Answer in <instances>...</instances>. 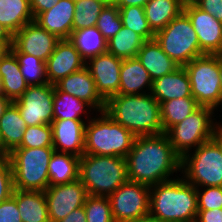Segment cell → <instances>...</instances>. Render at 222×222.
<instances>
[{
	"mask_svg": "<svg viewBox=\"0 0 222 222\" xmlns=\"http://www.w3.org/2000/svg\"><path fill=\"white\" fill-rule=\"evenodd\" d=\"M126 162L128 180L149 187L172 180L174 172H181V158L166 133L136 136Z\"/></svg>",
	"mask_w": 222,
	"mask_h": 222,
	"instance_id": "cell-1",
	"label": "cell"
},
{
	"mask_svg": "<svg viewBox=\"0 0 222 222\" xmlns=\"http://www.w3.org/2000/svg\"><path fill=\"white\" fill-rule=\"evenodd\" d=\"M104 112L135 136L162 133L160 103L151 93L113 95L105 101Z\"/></svg>",
	"mask_w": 222,
	"mask_h": 222,
	"instance_id": "cell-2",
	"label": "cell"
},
{
	"mask_svg": "<svg viewBox=\"0 0 222 222\" xmlns=\"http://www.w3.org/2000/svg\"><path fill=\"white\" fill-rule=\"evenodd\" d=\"M196 187L182 177L150 187L149 214L161 222H195Z\"/></svg>",
	"mask_w": 222,
	"mask_h": 222,
	"instance_id": "cell-3",
	"label": "cell"
},
{
	"mask_svg": "<svg viewBox=\"0 0 222 222\" xmlns=\"http://www.w3.org/2000/svg\"><path fill=\"white\" fill-rule=\"evenodd\" d=\"M79 179L90 196L109 197L128 181L126 158L84 154Z\"/></svg>",
	"mask_w": 222,
	"mask_h": 222,
	"instance_id": "cell-4",
	"label": "cell"
},
{
	"mask_svg": "<svg viewBox=\"0 0 222 222\" xmlns=\"http://www.w3.org/2000/svg\"><path fill=\"white\" fill-rule=\"evenodd\" d=\"M100 113L99 118H88L86 121L89 123L85 125L84 154L126 158L136 136L104 111Z\"/></svg>",
	"mask_w": 222,
	"mask_h": 222,
	"instance_id": "cell-5",
	"label": "cell"
},
{
	"mask_svg": "<svg viewBox=\"0 0 222 222\" xmlns=\"http://www.w3.org/2000/svg\"><path fill=\"white\" fill-rule=\"evenodd\" d=\"M54 151L53 147L15 148L8 156L14 189L44 192L49 186L48 165Z\"/></svg>",
	"mask_w": 222,
	"mask_h": 222,
	"instance_id": "cell-6",
	"label": "cell"
},
{
	"mask_svg": "<svg viewBox=\"0 0 222 222\" xmlns=\"http://www.w3.org/2000/svg\"><path fill=\"white\" fill-rule=\"evenodd\" d=\"M162 50L179 66L184 67L194 58L203 56L197 33L188 16L182 12L168 25L155 33Z\"/></svg>",
	"mask_w": 222,
	"mask_h": 222,
	"instance_id": "cell-7",
	"label": "cell"
},
{
	"mask_svg": "<svg viewBox=\"0 0 222 222\" xmlns=\"http://www.w3.org/2000/svg\"><path fill=\"white\" fill-rule=\"evenodd\" d=\"M183 178L196 188L222 187V153L211 139L181 159Z\"/></svg>",
	"mask_w": 222,
	"mask_h": 222,
	"instance_id": "cell-8",
	"label": "cell"
},
{
	"mask_svg": "<svg viewBox=\"0 0 222 222\" xmlns=\"http://www.w3.org/2000/svg\"><path fill=\"white\" fill-rule=\"evenodd\" d=\"M214 109L207 106H200L182 122L172 126L167 132L170 144L175 153L182 159L186 154L192 152L199 145L209 141L218 122L212 117ZM213 119V120H212Z\"/></svg>",
	"mask_w": 222,
	"mask_h": 222,
	"instance_id": "cell-9",
	"label": "cell"
},
{
	"mask_svg": "<svg viewBox=\"0 0 222 222\" xmlns=\"http://www.w3.org/2000/svg\"><path fill=\"white\" fill-rule=\"evenodd\" d=\"M191 84V94L200 106L217 110L222 107L219 54L194 58L184 66Z\"/></svg>",
	"mask_w": 222,
	"mask_h": 222,
	"instance_id": "cell-10",
	"label": "cell"
},
{
	"mask_svg": "<svg viewBox=\"0 0 222 222\" xmlns=\"http://www.w3.org/2000/svg\"><path fill=\"white\" fill-rule=\"evenodd\" d=\"M115 222H129L149 214L150 187L127 181L109 197Z\"/></svg>",
	"mask_w": 222,
	"mask_h": 222,
	"instance_id": "cell-11",
	"label": "cell"
},
{
	"mask_svg": "<svg viewBox=\"0 0 222 222\" xmlns=\"http://www.w3.org/2000/svg\"><path fill=\"white\" fill-rule=\"evenodd\" d=\"M55 85L28 86L23 95L13 101L26 126L51 124L53 121V97Z\"/></svg>",
	"mask_w": 222,
	"mask_h": 222,
	"instance_id": "cell-12",
	"label": "cell"
},
{
	"mask_svg": "<svg viewBox=\"0 0 222 222\" xmlns=\"http://www.w3.org/2000/svg\"><path fill=\"white\" fill-rule=\"evenodd\" d=\"M44 193L50 222H58L73 210L84 206L88 196L80 179L66 184L48 186Z\"/></svg>",
	"mask_w": 222,
	"mask_h": 222,
	"instance_id": "cell-13",
	"label": "cell"
},
{
	"mask_svg": "<svg viewBox=\"0 0 222 222\" xmlns=\"http://www.w3.org/2000/svg\"><path fill=\"white\" fill-rule=\"evenodd\" d=\"M121 64L122 59L108 52L86 60L85 67L95 81L97 92L105 101L119 94Z\"/></svg>",
	"mask_w": 222,
	"mask_h": 222,
	"instance_id": "cell-14",
	"label": "cell"
},
{
	"mask_svg": "<svg viewBox=\"0 0 222 222\" xmlns=\"http://www.w3.org/2000/svg\"><path fill=\"white\" fill-rule=\"evenodd\" d=\"M86 60L70 39H60L46 61V77L49 84L55 85L62 78L82 70Z\"/></svg>",
	"mask_w": 222,
	"mask_h": 222,
	"instance_id": "cell-15",
	"label": "cell"
},
{
	"mask_svg": "<svg viewBox=\"0 0 222 222\" xmlns=\"http://www.w3.org/2000/svg\"><path fill=\"white\" fill-rule=\"evenodd\" d=\"M183 12L197 33L200 51L205 55L222 54V22L197 6H188Z\"/></svg>",
	"mask_w": 222,
	"mask_h": 222,
	"instance_id": "cell-16",
	"label": "cell"
},
{
	"mask_svg": "<svg viewBox=\"0 0 222 222\" xmlns=\"http://www.w3.org/2000/svg\"><path fill=\"white\" fill-rule=\"evenodd\" d=\"M59 40L54 34L32 21L13 35L12 45L20 53L30 54L46 62Z\"/></svg>",
	"mask_w": 222,
	"mask_h": 222,
	"instance_id": "cell-17",
	"label": "cell"
},
{
	"mask_svg": "<svg viewBox=\"0 0 222 222\" xmlns=\"http://www.w3.org/2000/svg\"><path fill=\"white\" fill-rule=\"evenodd\" d=\"M50 125L55 151L69 153L77 157L84 155L85 121L59 119L53 120Z\"/></svg>",
	"mask_w": 222,
	"mask_h": 222,
	"instance_id": "cell-18",
	"label": "cell"
},
{
	"mask_svg": "<svg viewBox=\"0 0 222 222\" xmlns=\"http://www.w3.org/2000/svg\"><path fill=\"white\" fill-rule=\"evenodd\" d=\"M55 86L61 92L87 102L98 112L105 109V100L97 92L95 81L86 67L62 78Z\"/></svg>",
	"mask_w": 222,
	"mask_h": 222,
	"instance_id": "cell-19",
	"label": "cell"
},
{
	"mask_svg": "<svg viewBox=\"0 0 222 222\" xmlns=\"http://www.w3.org/2000/svg\"><path fill=\"white\" fill-rule=\"evenodd\" d=\"M74 0H60L50 10L39 13L34 21L59 39H70L73 33Z\"/></svg>",
	"mask_w": 222,
	"mask_h": 222,
	"instance_id": "cell-20",
	"label": "cell"
},
{
	"mask_svg": "<svg viewBox=\"0 0 222 222\" xmlns=\"http://www.w3.org/2000/svg\"><path fill=\"white\" fill-rule=\"evenodd\" d=\"M150 93L160 104L176 98L193 97L186 69L179 66L173 72L153 80Z\"/></svg>",
	"mask_w": 222,
	"mask_h": 222,
	"instance_id": "cell-21",
	"label": "cell"
},
{
	"mask_svg": "<svg viewBox=\"0 0 222 222\" xmlns=\"http://www.w3.org/2000/svg\"><path fill=\"white\" fill-rule=\"evenodd\" d=\"M152 82L148 71L137 57L122 60L119 94L138 95L146 94L147 91L150 93Z\"/></svg>",
	"mask_w": 222,
	"mask_h": 222,
	"instance_id": "cell-22",
	"label": "cell"
},
{
	"mask_svg": "<svg viewBox=\"0 0 222 222\" xmlns=\"http://www.w3.org/2000/svg\"><path fill=\"white\" fill-rule=\"evenodd\" d=\"M137 58L148 71L152 80L169 74L179 67V65L162 50L155 38L144 42L138 51Z\"/></svg>",
	"mask_w": 222,
	"mask_h": 222,
	"instance_id": "cell-23",
	"label": "cell"
},
{
	"mask_svg": "<svg viewBox=\"0 0 222 222\" xmlns=\"http://www.w3.org/2000/svg\"><path fill=\"white\" fill-rule=\"evenodd\" d=\"M2 95L11 102L19 99L29 86L20 70L15 54L10 50L0 60Z\"/></svg>",
	"mask_w": 222,
	"mask_h": 222,
	"instance_id": "cell-24",
	"label": "cell"
},
{
	"mask_svg": "<svg viewBox=\"0 0 222 222\" xmlns=\"http://www.w3.org/2000/svg\"><path fill=\"white\" fill-rule=\"evenodd\" d=\"M22 222H50L45 193L42 191L14 189Z\"/></svg>",
	"mask_w": 222,
	"mask_h": 222,
	"instance_id": "cell-25",
	"label": "cell"
},
{
	"mask_svg": "<svg viewBox=\"0 0 222 222\" xmlns=\"http://www.w3.org/2000/svg\"><path fill=\"white\" fill-rule=\"evenodd\" d=\"M80 157L54 151L48 165L49 186L66 184L79 179Z\"/></svg>",
	"mask_w": 222,
	"mask_h": 222,
	"instance_id": "cell-26",
	"label": "cell"
},
{
	"mask_svg": "<svg viewBox=\"0 0 222 222\" xmlns=\"http://www.w3.org/2000/svg\"><path fill=\"white\" fill-rule=\"evenodd\" d=\"M26 127L18 107L11 102L0 118V133L3 143L10 153L20 146Z\"/></svg>",
	"mask_w": 222,
	"mask_h": 222,
	"instance_id": "cell-27",
	"label": "cell"
},
{
	"mask_svg": "<svg viewBox=\"0 0 222 222\" xmlns=\"http://www.w3.org/2000/svg\"><path fill=\"white\" fill-rule=\"evenodd\" d=\"M34 21L30 0H0V23L14 35Z\"/></svg>",
	"mask_w": 222,
	"mask_h": 222,
	"instance_id": "cell-28",
	"label": "cell"
},
{
	"mask_svg": "<svg viewBox=\"0 0 222 222\" xmlns=\"http://www.w3.org/2000/svg\"><path fill=\"white\" fill-rule=\"evenodd\" d=\"M183 9L179 0H149L144 6L148 25L154 33L165 28Z\"/></svg>",
	"mask_w": 222,
	"mask_h": 222,
	"instance_id": "cell-29",
	"label": "cell"
},
{
	"mask_svg": "<svg viewBox=\"0 0 222 222\" xmlns=\"http://www.w3.org/2000/svg\"><path fill=\"white\" fill-rule=\"evenodd\" d=\"M146 40L130 28H122L107 43V52L120 59L137 57L138 51Z\"/></svg>",
	"mask_w": 222,
	"mask_h": 222,
	"instance_id": "cell-30",
	"label": "cell"
},
{
	"mask_svg": "<svg viewBox=\"0 0 222 222\" xmlns=\"http://www.w3.org/2000/svg\"><path fill=\"white\" fill-rule=\"evenodd\" d=\"M91 109L94 110V108L87 102L69 95L66 92H61L55 86L53 97V120H82V114H86L87 117L85 119H87L88 115L86 112L87 110L90 112Z\"/></svg>",
	"mask_w": 222,
	"mask_h": 222,
	"instance_id": "cell-31",
	"label": "cell"
},
{
	"mask_svg": "<svg viewBox=\"0 0 222 222\" xmlns=\"http://www.w3.org/2000/svg\"><path fill=\"white\" fill-rule=\"evenodd\" d=\"M200 105L193 97L176 98L160 104L162 133H166L172 126L182 122L195 112Z\"/></svg>",
	"mask_w": 222,
	"mask_h": 222,
	"instance_id": "cell-32",
	"label": "cell"
},
{
	"mask_svg": "<svg viewBox=\"0 0 222 222\" xmlns=\"http://www.w3.org/2000/svg\"><path fill=\"white\" fill-rule=\"evenodd\" d=\"M70 40L85 60L107 52V41L96 27L76 30L72 33Z\"/></svg>",
	"mask_w": 222,
	"mask_h": 222,
	"instance_id": "cell-33",
	"label": "cell"
},
{
	"mask_svg": "<svg viewBox=\"0 0 222 222\" xmlns=\"http://www.w3.org/2000/svg\"><path fill=\"white\" fill-rule=\"evenodd\" d=\"M10 50L15 54L21 73L29 86L48 83L46 62L30 54L20 53L13 45L10 47Z\"/></svg>",
	"mask_w": 222,
	"mask_h": 222,
	"instance_id": "cell-34",
	"label": "cell"
},
{
	"mask_svg": "<svg viewBox=\"0 0 222 222\" xmlns=\"http://www.w3.org/2000/svg\"><path fill=\"white\" fill-rule=\"evenodd\" d=\"M109 0H77L73 20V32L89 27H96L98 17Z\"/></svg>",
	"mask_w": 222,
	"mask_h": 222,
	"instance_id": "cell-35",
	"label": "cell"
},
{
	"mask_svg": "<svg viewBox=\"0 0 222 222\" xmlns=\"http://www.w3.org/2000/svg\"><path fill=\"white\" fill-rule=\"evenodd\" d=\"M118 8L123 26L130 28L134 32L138 33L145 40H151L155 38V33L148 25L144 7L133 5Z\"/></svg>",
	"mask_w": 222,
	"mask_h": 222,
	"instance_id": "cell-36",
	"label": "cell"
},
{
	"mask_svg": "<svg viewBox=\"0 0 222 222\" xmlns=\"http://www.w3.org/2000/svg\"><path fill=\"white\" fill-rule=\"evenodd\" d=\"M83 207L87 222H115L108 197L88 195Z\"/></svg>",
	"mask_w": 222,
	"mask_h": 222,
	"instance_id": "cell-37",
	"label": "cell"
},
{
	"mask_svg": "<svg viewBox=\"0 0 222 222\" xmlns=\"http://www.w3.org/2000/svg\"><path fill=\"white\" fill-rule=\"evenodd\" d=\"M122 26L119 8L110 1L100 13L96 28L101 32L103 38L108 41Z\"/></svg>",
	"mask_w": 222,
	"mask_h": 222,
	"instance_id": "cell-38",
	"label": "cell"
},
{
	"mask_svg": "<svg viewBox=\"0 0 222 222\" xmlns=\"http://www.w3.org/2000/svg\"><path fill=\"white\" fill-rule=\"evenodd\" d=\"M53 147L52 128L50 124L27 126L23 140L18 148Z\"/></svg>",
	"mask_w": 222,
	"mask_h": 222,
	"instance_id": "cell-39",
	"label": "cell"
},
{
	"mask_svg": "<svg viewBox=\"0 0 222 222\" xmlns=\"http://www.w3.org/2000/svg\"><path fill=\"white\" fill-rule=\"evenodd\" d=\"M202 189L196 188L198 210L222 208V187L210 186Z\"/></svg>",
	"mask_w": 222,
	"mask_h": 222,
	"instance_id": "cell-40",
	"label": "cell"
},
{
	"mask_svg": "<svg viewBox=\"0 0 222 222\" xmlns=\"http://www.w3.org/2000/svg\"><path fill=\"white\" fill-rule=\"evenodd\" d=\"M14 192V180L10 160L0 158V203L8 199Z\"/></svg>",
	"mask_w": 222,
	"mask_h": 222,
	"instance_id": "cell-41",
	"label": "cell"
},
{
	"mask_svg": "<svg viewBox=\"0 0 222 222\" xmlns=\"http://www.w3.org/2000/svg\"><path fill=\"white\" fill-rule=\"evenodd\" d=\"M0 222H22L16 199L13 196L0 203Z\"/></svg>",
	"mask_w": 222,
	"mask_h": 222,
	"instance_id": "cell-42",
	"label": "cell"
},
{
	"mask_svg": "<svg viewBox=\"0 0 222 222\" xmlns=\"http://www.w3.org/2000/svg\"><path fill=\"white\" fill-rule=\"evenodd\" d=\"M196 6L222 22V0H201Z\"/></svg>",
	"mask_w": 222,
	"mask_h": 222,
	"instance_id": "cell-43",
	"label": "cell"
},
{
	"mask_svg": "<svg viewBox=\"0 0 222 222\" xmlns=\"http://www.w3.org/2000/svg\"><path fill=\"white\" fill-rule=\"evenodd\" d=\"M195 222H222V208L198 210Z\"/></svg>",
	"mask_w": 222,
	"mask_h": 222,
	"instance_id": "cell-44",
	"label": "cell"
},
{
	"mask_svg": "<svg viewBox=\"0 0 222 222\" xmlns=\"http://www.w3.org/2000/svg\"><path fill=\"white\" fill-rule=\"evenodd\" d=\"M60 0H30V7L33 16L50 10Z\"/></svg>",
	"mask_w": 222,
	"mask_h": 222,
	"instance_id": "cell-45",
	"label": "cell"
},
{
	"mask_svg": "<svg viewBox=\"0 0 222 222\" xmlns=\"http://www.w3.org/2000/svg\"><path fill=\"white\" fill-rule=\"evenodd\" d=\"M58 222H87L84 207H80L70 212L64 219Z\"/></svg>",
	"mask_w": 222,
	"mask_h": 222,
	"instance_id": "cell-46",
	"label": "cell"
},
{
	"mask_svg": "<svg viewBox=\"0 0 222 222\" xmlns=\"http://www.w3.org/2000/svg\"><path fill=\"white\" fill-rule=\"evenodd\" d=\"M149 0H112L117 7L140 6L144 7Z\"/></svg>",
	"mask_w": 222,
	"mask_h": 222,
	"instance_id": "cell-47",
	"label": "cell"
},
{
	"mask_svg": "<svg viewBox=\"0 0 222 222\" xmlns=\"http://www.w3.org/2000/svg\"><path fill=\"white\" fill-rule=\"evenodd\" d=\"M212 140L219 146L222 153V124L218 123L215 127Z\"/></svg>",
	"mask_w": 222,
	"mask_h": 222,
	"instance_id": "cell-48",
	"label": "cell"
},
{
	"mask_svg": "<svg viewBox=\"0 0 222 222\" xmlns=\"http://www.w3.org/2000/svg\"><path fill=\"white\" fill-rule=\"evenodd\" d=\"M0 42H13V35L0 23Z\"/></svg>",
	"mask_w": 222,
	"mask_h": 222,
	"instance_id": "cell-49",
	"label": "cell"
},
{
	"mask_svg": "<svg viewBox=\"0 0 222 222\" xmlns=\"http://www.w3.org/2000/svg\"><path fill=\"white\" fill-rule=\"evenodd\" d=\"M13 42H0V60L10 51Z\"/></svg>",
	"mask_w": 222,
	"mask_h": 222,
	"instance_id": "cell-50",
	"label": "cell"
},
{
	"mask_svg": "<svg viewBox=\"0 0 222 222\" xmlns=\"http://www.w3.org/2000/svg\"><path fill=\"white\" fill-rule=\"evenodd\" d=\"M11 103V101L5 98L3 95H0V118L2 117L4 110Z\"/></svg>",
	"mask_w": 222,
	"mask_h": 222,
	"instance_id": "cell-51",
	"label": "cell"
},
{
	"mask_svg": "<svg viewBox=\"0 0 222 222\" xmlns=\"http://www.w3.org/2000/svg\"><path fill=\"white\" fill-rule=\"evenodd\" d=\"M129 222H161V221L158 220L156 217H153L150 214H148L144 217H141V218L135 219L133 221H129Z\"/></svg>",
	"mask_w": 222,
	"mask_h": 222,
	"instance_id": "cell-52",
	"label": "cell"
},
{
	"mask_svg": "<svg viewBox=\"0 0 222 222\" xmlns=\"http://www.w3.org/2000/svg\"><path fill=\"white\" fill-rule=\"evenodd\" d=\"M9 155L10 152L6 149L0 133V158H7Z\"/></svg>",
	"mask_w": 222,
	"mask_h": 222,
	"instance_id": "cell-53",
	"label": "cell"
},
{
	"mask_svg": "<svg viewBox=\"0 0 222 222\" xmlns=\"http://www.w3.org/2000/svg\"><path fill=\"white\" fill-rule=\"evenodd\" d=\"M201 0H179L183 8L188 6H196Z\"/></svg>",
	"mask_w": 222,
	"mask_h": 222,
	"instance_id": "cell-54",
	"label": "cell"
},
{
	"mask_svg": "<svg viewBox=\"0 0 222 222\" xmlns=\"http://www.w3.org/2000/svg\"><path fill=\"white\" fill-rule=\"evenodd\" d=\"M219 71H220V82L222 90V54H219Z\"/></svg>",
	"mask_w": 222,
	"mask_h": 222,
	"instance_id": "cell-55",
	"label": "cell"
},
{
	"mask_svg": "<svg viewBox=\"0 0 222 222\" xmlns=\"http://www.w3.org/2000/svg\"><path fill=\"white\" fill-rule=\"evenodd\" d=\"M0 95H2L1 78H0Z\"/></svg>",
	"mask_w": 222,
	"mask_h": 222,
	"instance_id": "cell-56",
	"label": "cell"
}]
</instances>
